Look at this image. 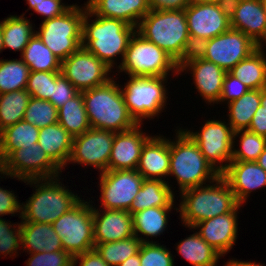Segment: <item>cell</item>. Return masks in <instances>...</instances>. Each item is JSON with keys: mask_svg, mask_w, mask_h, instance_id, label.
Segmentation results:
<instances>
[{"mask_svg": "<svg viewBox=\"0 0 266 266\" xmlns=\"http://www.w3.org/2000/svg\"><path fill=\"white\" fill-rule=\"evenodd\" d=\"M62 0H44L35 4L34 12L42 15L44 20L52 19L66 12L72 5H66Z\"/></svg>", "mask_w": 266, "mask_h": 266, "instance_id": "c3c4849f", "label": "cell"}, {"mask_svg": "<svg viewBox=\"0 0 266 266\" xmlns=\"http://www.w3.org/2000/svg\"><path fill=\"white\" fill-rule=\"evenodd\" d=\"M37 143L61 170L66 167L72 152L73 136L58 122L40 128Z\"/></svg>", "mask_w": 266, "mask_h": 266, "instance_id": "484cf974", "label": "cell"}, {"mask_svg": "<svg viewBox=\"0 0 266 266\" xmlns=\"http://www.w3.org/2000/svg\"><path fill=\"white\" fill-rule=\"evenodd\" d=\"M166 246L157 242L142 243L139 250L141 266H174V258Z\"/></svg>", "mask_w": 266, "mask_h": 266, "instance_id": "7bdbcfd3", "label": "cell"}, {"mask_svg": "<svg viewBox=\"0 0 266 266\" xmlns=\"http://www.w3.org/2000/svg\"><path fill=\"white\" fill-rule=\"evenodd\" d=\"M99 179L101 208L128 211L145 178L135 169L106 170Z\"/></svg>", "mask_w": 266, "mask_h": 266, "instance_id": "5bb4252c", "label": "cell"}, {"mask_svg": "<svg viewBox=\"0 0 266 266\" xmlns=\"http://www.w3.org/2000/svg\"><path fill=\"white\" fill-rule=\"evenodd\" d=\"M231 29L241 31L259 47L266 44V14L260 0H241L230 20Z\"/></svg>", "mask_w": 266, "mask_h": 266, "instance_id": "cb8c5ba5", "label": "cell"}, {"mask_svg": "<svg viewBox=\"0 0 266 266\" xmlns=\"http://www.w3.org/2000/svg\"><path fill=\"white\" fill-rule=\"evenodd\" d=\"M168 181L144 179L130 209L132 215L152 207H173L174 191Z\"/></svg>", "mask_w": 266, "mask_h": 266, "instance_id": "83f0119b", "label": "cell"}, {"mask_svg": "<svg viewBox=\"0 0 266 266\" xmlns=\"http://www.w3.org/2000/svg\"><path fill=\"white\" fill-rule=\"evenodd\" d=\"M23 120L44 128L58 122V109L48 100L30 97Z\"/></svg>", "mask_w": 266, "mask_h": 266, "instance_id": "60d3db41", "label": "cell"}, {"mask_svg": "<svg viewBox=\"0 0 266 266\" xmlns=\"http://www.w3.org/2000/svg\"><path fill=\"white\" fill-rule=\"evenodd\" d=\"M261 89H250L240 98L228 103V123L234 132L248 129L252 117L259 108Z\"/></svg>", "mask_w": 266, "mask_h": 266, "instance_id": "836d02e7", "label": "cell"}, {"mask_svg": "<svg viewBox=\"0 0 266 266\" xmlns=\"http://www.w3.org/2000/svg\"><path fill=\"white\" fill-rule=\"evenodd\" d=\"M59 179L58 176L23 181L27 185L34 184L36 192L25 204L21 203V222L52 224L81 200L78 194L61 184Z\"/></svg>", "mask_w": 266, "mask_h": 266, "instance_id": "5b68a950", "label": "cell"}, {"mask_svg": "<svg viewBox=\"0 0 266 266\" xmlns=\"http://www.w3.org/2000/svg\"><path fill=\"white\" fill-rule=\"evenodd\" d=\"M150 10H185L189 0H147Z\"/></svg>", "mask_w": 266, "mask_h": 266, "instance_id": "816d5d0a", "label": "cell"}, {"mask_svg": "<svg viewBox=\"0 0 266 266\" xmlns=\"http://www.w3.org/2000/svg\"><path fill=\"white\" fill-rule=\"evenodd\" d=\"M111 69L82 46L61 62V74L79 91L108 83ZM110 77H109V76Z\"/></svg>", "mask_w": 266, "mask_h": 266, "instance_id": "9a60e30c", "label": "cell"}, {"mask_svg": "<svg viewBox=\"0 0 266 266\" xmlns=\"http://www.w3.org/2000/svg\"><path fill=\"white\" fill-rule=\"evenodd\" d=\"M30 97L26 89L0 94V131L23 120Z\"/></svg>", "mask_w": 266, "mask_h": 266, "instance_id": "8d00e7d4", "label": "cell"}, {"mask_svg": "<svg viewBox=\"0 0 266 266\" xmlns=\"http://www.w3.org/2000/svg\"><path fill=\"white\" fill-rule=\"evenodd\" d=\"M239 137V148L232 149V161H256L266 146V137L246 130L234 132L233 140Z\"/></svg>", "mask_w": 266, "mask_h": 266, "instance_id": "ab89813d", "label": "cell"}, {"mask_svg": "<svg viewBox=\"0 0 266 266\" xmlns=\"http://www.w3.org/2000/svg\"><path fill=\"white\" fill-rule=\"evenodd\" d=\"M78 93L79 91L73 86V84L62 74H60L53 81L52 95L48 101H50L57 109H59Z\"/></svg>", "mask_w": 266, "mask_h": 266, "instance_id": "bcb514c9", "label": "cell"}, {"mask_svg": "<svg viewBox=\"0 0 266 266\" xmlns=\"http://www.w3.org/2000/svg\"><path fill=\"white\" fill-rule=\"evenodd\" d=\"M229 73L249 89L266 88V54L258 47L247 58L236 64Z\"/></svg>", "mask_w": 266, "mask_h": 266, "instance_id": "f1b7e54d", "label": "cell"}, {"mask_svg": "<svg viewBox=\"0 0 266 266\" xmlns=\"http://www.w3.org/2000/svg\"><path fill=\"white\" fill-rule=\"evenodd\" d=\"M248 130L257 135L266 137V114L263 112L261 105L253 115Z\"/></svg>", "mask_w": 266, "mask_h": 266, "instance_id": "f5cc1de1", "label": "cell"}, {"mask_svg": "<svg viewBox=\"0 0 266 266\" xmlns=\"http://www.w3.org/2000/svg\"><path fill=\"white\" fill-rule=\"evenodd\" d=\"M30 71H61V61L35 33L20 56Z\"/></svg>", "mask_w": 266, "mask_h": 266, "instance_id": "d590c367", "label": "cell"}, {"mask_svg": "<svg viewBox=\"0 0 266 266\" xmlns=\"http://www.w3.org/2000/svg\"><path fill=\"white\" fill-rule=\"evenodd\" d=\"M23 15H10L1 21L4 50L9 48L10 50L20 51L21 55L31 37L35 34L31 21Z\"/></svg>", "mask_w": 266, "mask_h": 266, "instance_id": "d6a6232c", "label": "cell"}, {"mask_svg": "<svg viewBox=\"0 0 266 266\" xmlns=\"http://www.w3.org/2000/svg\"><path fill=\"white\" fill-rule=\"evenodd\" d=\"M249 90L248 86L244 85L240 80L227 72L223 81L222 92L218 103H224L227 101L228 104L229 102L240 98Z\"/></svg>", "mask_w": 266, "mask_h": 266, "instance_id": "7dc6e473", "label": "cell"}, {"mask_svg": "<svg viewBox=\"0 0 266 266\" xmlns=\"http://www.w3.org/2000/svg\"><path fill=\"white\" fill-rule=\"evenodd\" d=\"M223 266H265L262 263H256L251 261H240L237 259L228 260L225 265Z\"/></svg>", "mask_w": 266, "mask_h": 266, "instance_id": "11a10c76", "label": "cell"}, {"mask_svg": "<svg viewBox=\"0 0 266 266\" xmlns=\"http://www.w3.org/2000/svg\"><path fill=\"white\" fill-rule=\"evenodd\" d=\"M26 1H27L26 4L29 5L28 10H29V9H33V10H34V8H35V4L41 3V2L44 1V0H26Z\"/></svg>", "mask_w": 266, "mask_h": 266, "instance_id": "94428289", "label": "cell"}, {"mask_svg": "<svg viewBox=\"0 0 266 266\" xmlns=\"http://www.w3.org/2000/svg\"><path fill=\"white\" fill-rule=\"evenodd\" d=\"M141 124L131 130L114 133V141L109 158L108 170H135L141 150L151 137L141 131Z\"/></svg>", "mask_w": 266, "mask_h": 266, "instance_id": "44dd1931", "label": "cell"}, {"mask_svg": "<svg viewBox=\"0 0 266 266\" xmlns=\"http://www.w3.org/2000/svg\"><path fill=\"white\" fill-rule=\"evenodd\" d=\"M178 243L177 253L192 266H217L221 255L197 231Z\"/></svg>", "mask_w": 266, "mask_h": 266, "instance_id": "1f68e13d", "label": "cell"}, {"mask_svg": "<svg viewBox=\"0 0 266 266\" xmlns=\"http://www.w3.org/2000/svg\"><path fill=\"white\" fill-rule=\"evenodd\" d=\"M61 71H30L26 91L31 97L49 100L52 95L53 81Z\"/></svg>", "mask_w": 266, "mask_h": 266, "instance_id": "b9f144b4", "label": "cell"}, {"mask_svg": "<svg viewBox=\"0 0 266 266\" xmlns=\"http://www.w3.org/2000/svg\"><path fill=\"white\" fill-rule=\"evenodd\" d=\"M211 184V185H210ZM210 184L189 188L180 193L181 221L187 228L195 224L231 212L238 202L228 182L220 175Z\"/></svg>", "mask_w": 266, "mask_h": 266, "instance_id": "3957f363", "label": "cell"}, {"mask_svg": "<svg viewBox=\"0 0 266 266\" xmlns=\"http://www.w3.org/2000/svg\"><path fill=\"white\" fill-rule=\"evenodd\" d=\"M260 104L262 106L263 112L266 114V88L261 89Z\"/></svg>", "mask_w": 266, "mask_h": 266, "instance_id": "680465c9", "label": "cell"}, {"mask_svg": "<svg viewBox=\"0 0 266 266\" xmlns=\"http://www.w3.org/2000/svg\"><path fill=\"white\" fill-rule=\"evenodd\" d=\"M170 168V140L152 136L142 147L136 170L145 178L165 181Z\"/></svg>", "mask_w": 266, "mask_h": 266, "instance_id": "603a6c76", "label": "cell"}, {"mask_svg": "<svg viewBox=\"0 0 266 266\" xmlns=\"http://www.w3.org/2000/svg\"><path fill=\"white\" fill-rule=\"evenodd\" d=\"M185 14L190 40L195 48L231 28L230 19L216 3L190 4L185 9Z\"/></svg>", "mask_w": 266, "mask_h": 266, "instance_id": "e0dca14e", "label": "cell"}, {"mask_svg": "<svg viewBox=\"0 0 266 266\" xmlns=\"http://www.w3.org/2000/svg\"><path fill=\"white\" fill-rule=\"evenodd\" d=\"M61 169L38 143L13 151L1 164L0 174L17 180L48 179L60 176Z\"/></svg>", "mask_w": 266, "mask_h": 266, "instance_id": "7c38bea8", "label": "cell"}, {"mask_svg": "<svg viewBox=\"0 0 266 266\" xmlns=\"http://www.w3.org/2000/svg\"><path fill=\"white\" fill-rule=\"evenodd\" d=\"M168 176H174L182 191L211 183L220 174L206 160L197 144L181 128L175 141L170 139V168Z\"/></svg>", "mask_w": 266, "mask_h": 266, "instance_id": "8992f818", "label": "cell"}, {"mask_svg": "<svg viewBox=\"0 0 266 266\" xmlns=\"http://www.w3.org/2000/svg\"><path fill=\"white\" fill-rule=\"evenodd\" d=\"M258 47L244 33L230 28L227 32L202 42L196 47L195 52L229 72Z\"/></svg>", "mask_w": 266, "mask_h": 266, "instance_id": "4fadbf2b", "label": "cell"}, {"mask_svg": "<svg viewBox=\"0 0 266 266\" xmlns=\"http://www.w3.org/2000/svg\"><path fill=\"white\" fill-rule=\"evenodd\" d=\"M183 130L197 144L206 160L221 175L232 161V149L236 143L233 140L234 131L230 124L211 119L203 124L199 132L190 131L188 128Z\"/></svg>", "mask_w": 266, "mask_h": 266, "instance_id": "8fae6325", "label": "cell"}, {"mask_svg": "<svg viewBox=\"0 0 266 266\" xmlns=\"http://www.w3.org/2000/svg\"><path fill=\"white\" fill-rule=\"evenodd\" d=\"M96 209L93 206L95 243H109L134 236L133 217L129 211ZM102 213H100V212Z\"/></svg>", "mask_w": 266, "mask_h": 266, "instance_id": "7402d4cb", "label": "cell"}, {"mask_svg": "<svg viewBox=\"0 0 266 266\" xmlns=\"http://www.w3.org/2000/svg\"><path fill=\"white\" fill-rule=\"evenodd\" d=\"M118 266H141L139 253L129 257L123 263H120Z\"/></svg>", "mask_w": 266, "mask_h": 266, "instance_id": "9f6ffc18", "label": "cell"}, {"mask_svg": "<svg viewBox=\"0 0 266 266\" xmlns=\"http://www.w3.org/2000/svg\"><path fill=\"white\" fill-rule=\"evenodd\" d=\"M173 207H152L144 209L132 215L134 235L143 243H153L146 240L148 237H156L166 230L168 218L167 214ZM146 236V239L140 234Z\"/></svg>", "mask_w": 266, "mask_h": 266, "instance_id": "4dcf8cb0", "label": "cell"}, {"mask_svg": "<svg viewBox=\"0 0 266 266\" xmlns=\"http://www.w3.org/2000/svg\"><path fill=\"white\" fill-rule=\"evenodd\" d=\"M128 77L129 80L124 84V88L122 86L120 89L130 115L142 125L143 119H153L165 109L168 98L165 83L169 76Z\"/></svg>", "mask_w": 266, "mask_h": 266, "instance_id": "9c48e42d", "label": "cell"}, {"mask_svg": "<svg viewBox=\"0 0 266 266\" xmlns=\"http://www.w3.org/2000/svg\"><path fill=\"white\" fill-rule=\"evenodd\" d=\"M92 16L96 18L90 22ZM135 32L136 27L122 20L97 16L87 7L83 18L82 47L113 69L114 58L120 55L123 60Z\"/></svg>", "mask_w": 266, "mask_h": 266, "instance_id": "7a4b0ae2", "label": "cell"}, {"mask_svg": "<svg viewBox=\"0 0 266 266\" xmlns=\"http://www.w3.org/2000/svg\"><path fill=\"white\" fill-rule=\"evenodd\" d=\"M142 241L135 235L120 241L109 243H95L94 249L110 266H118L129 257L138 254Z\"/></svg>", "mask_w": 266, "mask_h": 266, "instance_id": "74e56055", "label": "cell"}, {"mask_svg": "<svg viewBox=\"0 0 266 266\" xmlns=\"http://www.w3.org/2000/svg\"><path fill=\"white\" fill-rule=\"evenodd\" d=\"M119 87L111 79L104 85L82 91L91 128L118 133L138 125L130 115Z\"/></svg>", "mask_w": 266, "mask_h": 266, "instance_id": "277c9868", "label": "cell"}, {"mask_svg": "<svg viewBox=\"0 0 266 266\" xmlns=\"http://www.w3.org/2000/svg\"><path fill=\"white\" fill-rule=\"evenodd\" d=\"M26 266H73V257L66 251L36 252L30 254Z\"/></svg>", "mask_w": 266, "mask_h": 266, "instance_id": "f6af8a7d", "label": "cell"}, {"mask_svg": "<svg viewBox=\"0 0 266 266\" xmlns=\"http://www.w3.org/2000/svg\"><path fill=\"white\" fill-rule=\"evenodd\" d=\"M217 0H189L191 5L202 4V3H216Z\"/></svg>", "mask_w": 266, "mask_h": 266, "instance_id": "91938a15", "label": "cell"}, {"mask_svg": "<svg viewBox=\"0 0 266 266\" xmlns=\"http://www.w3.org/2000/svg\"><path fill=\"white\" fill-rule=\"evenodd\" d=\"M63 250L72 257L94 249L93 204L81 200L52 223Z\"/></svg>", "mask_w": 266, "mask_h": 266, "instance_id": "30bf717a", "label": "cell"}, {"mask_svg": "<svg viewBox=\"0 0 266 266\" xmlns=\"http://www.w3.org/2000/svg\"><path fill=\"white\" fill-rule=\"evenodd\" d=\"M12 191L0 187V218L4 215L21 213V203Z\"/></svg>", "mask_w": 266, "mask_h": 266, "instance_id": "681fc988", "label": "cell"}, {"mask_svg": "<svg viewBox=\"0 0 266 266\" xmlns=\"http://www.w3.org/2000/svg\"><path fill=\"white\" fill-rule=\"evenodd\" d=\"M77 263H79V266H110L101 258L95 249L74 256L73 266H77Z\"/></svg>", "mask_w": 266, "mask_h": 266, "instance_id": "f907efd6", "label": "cell"}, {"mask_svg": "<svg viewBox=\"0 0 266 266\" xmlns=\"http://www.w3.org/2000/svg\"><path fill=\"white\" fill-rule=\"evenodd\" d=\"M21 242L28 254L63 250L61 238L47 223L21 222Z\"/></svg>", "mask_w": 266, "mask_h": 266, "instance_id": "4316f807", "label": "cell"}, {"mask_svg": "<svg viewBox=\"0 0 266 266\" xmlns=\"http://www.w3.org/2000/svg\"><path fill=\"white\" fill-rule=\"evenodd\" d=\"M86 5L97 16L122 20L133 27L150 11L147 0H88Z\"/></svg>", "mask_w": 266, "mask_h": 266, "instance_id": "d4e9b609", "label": "cell"}, {"mask_svg": "<svg viewBox=\"0 0 266 266\" xmlns=\"http://www.w3.org/2000/svg\"><path fill=\"white\" fill-rule=\"evenodd\" d=\"M264 13L266 14V0H260Z\"/></svg>", "mask_w": 266, "mask_h": 266, "instance_id": "be15d7a7", "label": "cell"}, {"mask_svg": "<svg viewBox=\"0 0 266 266\" xmlns=\"http://www.w3.org/2000/svg\"><path fill=\"white\" fill-rule=\"evenodd\" d=\"M58 123L73 137L81 135L91 128L82 92L58 109Z\"/></svg>", "mask_w": 266, "mask_h": 266, "instance_id": "e575fe53", "label": "cell"}, {"mask_svg": "<svg viewBox=\"0 0 266 266\" xmlns=\"http://www.w3.org/2000/svg\"><path fill=\"white\" fill-rule=\"evenodd\" d=\"M72 6L59 16L42 20L35 33L62 62L82 46L83 18L87 5Z\"/></svg>", "mask_w": 266, "mask_h": 266, "instance_id": "52a82bcc", "label": "cell"}, {"mask_svg": "<svg viewBox=\"0 0 266 266\" xmlns=\"http://www.w3.org/2000/svg\"><path fill=\"white\" fill-rule=\"evenodd\" d=\"M136 32L179 65L196 49L190 40L185 10H150L139 21Z\"/></svg>", "mask_w": 266, "mask_h": 266, "instance_id": "6da1fadb", "label": "cell"}, {"mask_svg": "<svg viewBox=\"0 0 266 266\" xmlns=\"http://www.w3.org/2000/svg\"><path fill=\"white\" fill-rule=\"evenodd\" d=\"M241 0H217L216 4L224 15L231 20Z\"/></svg>", "mask_w": 266, "mask_h": 266, "instance_id": "db71d44e", "label": "cell"}, {"mask_svg": "<svg viewBox=\"0 0 266 266\" xmlns=\"http://www.w3.org/2000/svg\"><path fill=\"white\" fill-rule=\"evenodd\" d=\"M255 162L266 171V146Z\"/></svg>", "mask_w": 266, "mask_h": 266, "instance_id": "6f0895ef", "label": "cell"}, {"mask_svg": "<svg viewBox=\"0 0 266 266\" xmlns=\"http://www.w3.org/2000/svg\"><path fill=\"white\" fill-rule=\"evenodd\" d=\"M242 206L238 204L231 212L201 221L189 229H198L197 233L223 257L236 243L237 214Z\"/></svg>", "mask_w": 266, "mask_h": 266, "instance_id": "d6986e66", "label": "cell"}, {"mask_svg": "<svg viewBox=\"0 0 266 266\" xmlns=\"http://www.w3.org/2000/svg\"><path fill=\"white\" fill-rule=\"evenodd\" d=\"M131 77H165L179 73V64L163 49L137 32L130 39L123 60L116 67Z\"/></svg>", "mask_w": 266, "mask_h": 266, "instance_id": "ba28073f", "label": "cell"}, {"mask_svg": "<svg viewBox=\"0 0 266 266\" xmlns=\"http://www.w3.org/2000/svg\"><path fill=\"white\" fill-rule=\"evenodd\" d=\"M184 71H191L193 83L206 103L218 104L227 71L200 57L195 51L179 65V73Z\"/></svg>", "mask_w": 266, "mask_h": 266, "instance_id": "ac0fdd59", "label": "cell"}, {"mask_svg": "<svg viewBox=\"0 0 266 266\" xmlns=\"http://www.w3.org/2000/svg\"><path fill=\"white\" fill-rule=\"evenodd\" d=\"M29 73L22 59H0V94L26 89Z\"/></svg>", "mask_w": 266, "mask_h": 266, "instance_id": "f35d334b", "label": "cell"}, {"mask_svg": "<svg viewBox=\"0 0 266 266\" xmlns=\"http://www.w3.org/2000/svg\"><path fill=\"white\" fill-rule=\"evenodd\" d=\"M221 175L239 205L246 202L251 192L266 186V171L255 161H231Z\"/></svg>", "mask_w": 266, "mask_h": 266, "instance_id": "ffe728a7", "label": "cell"}, {"mask_svg": "<svg viewBox=\"0 0 266 266\" xmlns=\"http://www.w3.org/2000/svg\"><path fill=\"white\" fill-rule=\"evenodd\" d=\"M10 222V223H9ZM0 218V254L16 257L21 242V222L12 224Z\"/></svg>", "mask_w": 266, "mask_h": 266, "instance_id": "ee69618b", "label": "cell"}, {"mask_svg": "<svg viewBox=\"0 0 266 266\" xmlns=\"http://www.w3.org/2000/svg\"><path fill=\"white\" fill-rule=\"evenodd\" d=\"M114 133L109 130L90 128L83 134L73 137L68 164L93 166L100 173L108 170Z\"/></svg>", "mask_w": 266, "mask_h": 266, "instance_id": "2e32d148", "label": "cell"}, {"mask_svg": "<svg viewBox=\"0 0 266 266\" xmlns=\"http://www.w3.org/2000/svg\"><path fill=\"white\" fill-rule=\"evenodd\" d=\"M4 50V45H3V37H2V31H1V21H0V53Z\"/></svg>", "mask_w": 266, "mask_h": 266, "instance_id": "6125c7cd", "label": "cell"}, {"mask_svg": "<svg viewBox=\"0 0 266 266\" xmlns=\"http://www.w3.org/2000/svg\"><path fill=\"white\" fill-rule=\"evenodd\" d=\"M39 130L35 125L22 120L0 131V164L13 151L37 143Z\"/></svg>", "mask_w": 266, "mask_h": 266, "instance_id": "f546056e", "label": "cell"}]
</instances>
